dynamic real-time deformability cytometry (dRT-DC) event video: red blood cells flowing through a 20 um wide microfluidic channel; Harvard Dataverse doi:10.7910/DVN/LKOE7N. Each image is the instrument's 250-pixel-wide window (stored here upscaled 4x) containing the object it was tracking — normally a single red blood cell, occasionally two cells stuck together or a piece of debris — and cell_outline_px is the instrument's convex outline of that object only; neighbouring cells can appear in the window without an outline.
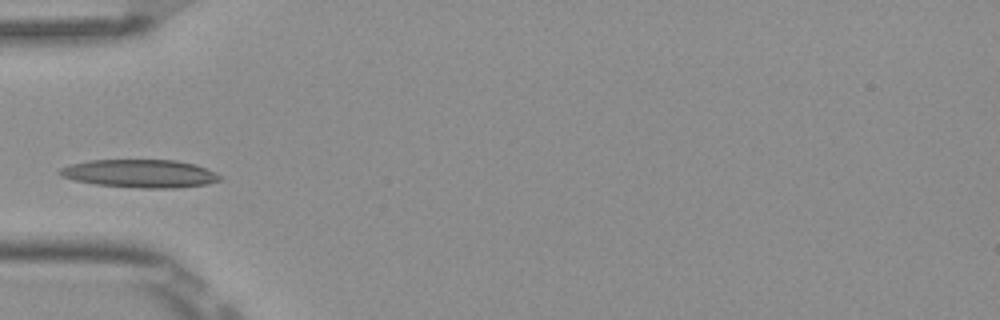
{"species": "Egyptian fruit bat (a non-hibernating species)", "species_latin": "Rousettus aegyptiacus", "temperature_condition": "room temperature", "stored_images_in_passage": 3, "camera_frame_rate_fps": 3000, "um_per_image_px": 0.085, "frame": {"image": 1, "passage_image": 3, "time_ms": 0.667, "image_size_px": [1000, 320], "cell_outline_px": [[224, 176], [220, 180], [208, 184], [176, 188], [140, 188], [96, 184], [76, 180], [60, 176], [56, 172], [60, 168], [68, 164], [92, 160], [176, 160], [196, 164], [216, 172]], "centroid_in_image_um": [11.93, 14.75], "position_along_channel_um": 73.1, "area_um2": 26.41}}